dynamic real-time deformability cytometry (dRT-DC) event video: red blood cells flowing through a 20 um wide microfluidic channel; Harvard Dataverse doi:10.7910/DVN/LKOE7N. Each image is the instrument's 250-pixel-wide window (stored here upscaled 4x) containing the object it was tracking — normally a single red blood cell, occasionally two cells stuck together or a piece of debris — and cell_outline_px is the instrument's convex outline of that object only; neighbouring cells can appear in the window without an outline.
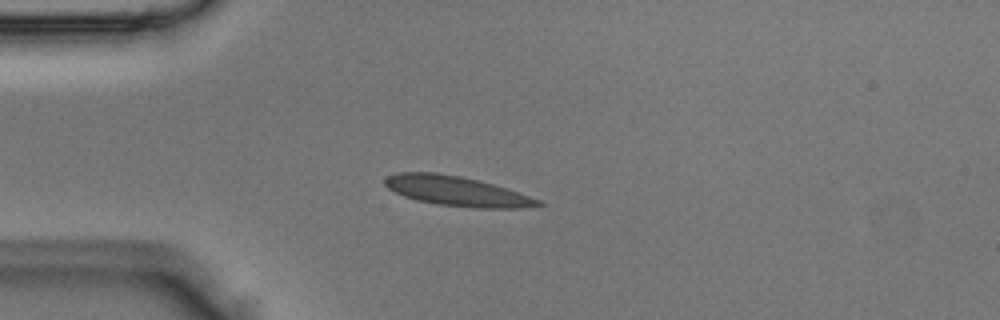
{"species": "Egyptian fruit bat (a non-hibernating species)", "species_latin": "Rousettus aegyptiacus", "temperature_condition": "room temperature", "stored_images_in_passage": 38, "camera_frame_rate_fps": 3000, "um_per_image_px": 0.085, "animal": {"sex": "male"}, "frame": {"image": 1, "passage_image": 1, "time_ms": 0.0, "image_size_px": [1000, 320], "cell_outline_px": [[544, 204], [520, 208], [476, 208], [436, 204], [416, 200], [404, 196], [388, 188], [384, 184], [384, 180], [388, 176], [396, 172], [436, 172], [460, 176], [492, 184], [540, 200]], "centroid_in_image_um": [38.76, 16.24], "position_along_channel_um": 46.2, "area_um2": 26.18}}
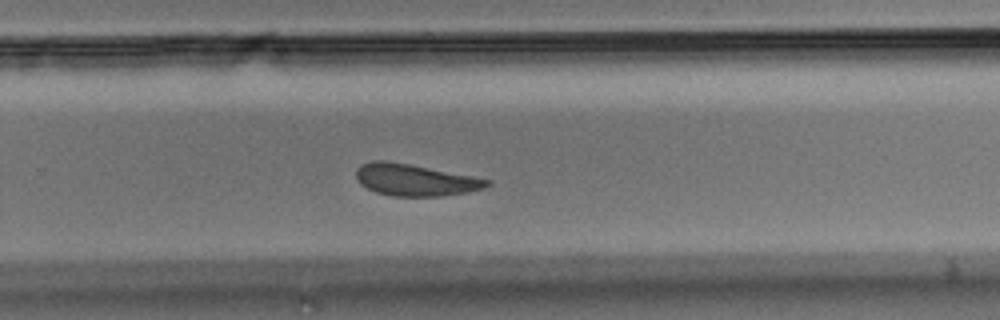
{"frame": {"image": 2, "passage_image": 21, "time_ms": 6.667, "image_size_px": [1000, 320], "cell_outline_px": [[492, 184], [484, 188], [468, 192], [440, 196], [392, 196], [376, 192], [360, 184], [356, 176], [356, 168], [360, 164], [372, 160], [388, 160], [472, 176], [492, 180]], "centroid_in_image_um": [35.26, 15.29], "position_along_channel_um": 294.5, "area_um2": 24.28}}
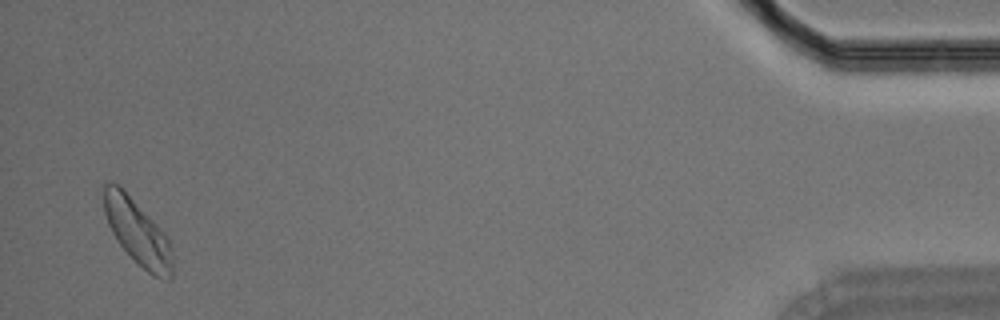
{"frame": {"image": 3, "passage_image": 37, "time_ms": 12.0, "image_size_px": [1000, 320], "cell_outline_px": [[172, 276], [168, 280], [152, 276], [120, 244], [112, 232], [108, 224], [104, 212], [104, 184], [112, 180], [120, 184], [168, 236], [172, 260]], "centroid_in_image_um": [11.68, 19.67], "position_along_channel_um": 423.5, "area_um2": 25.89}}